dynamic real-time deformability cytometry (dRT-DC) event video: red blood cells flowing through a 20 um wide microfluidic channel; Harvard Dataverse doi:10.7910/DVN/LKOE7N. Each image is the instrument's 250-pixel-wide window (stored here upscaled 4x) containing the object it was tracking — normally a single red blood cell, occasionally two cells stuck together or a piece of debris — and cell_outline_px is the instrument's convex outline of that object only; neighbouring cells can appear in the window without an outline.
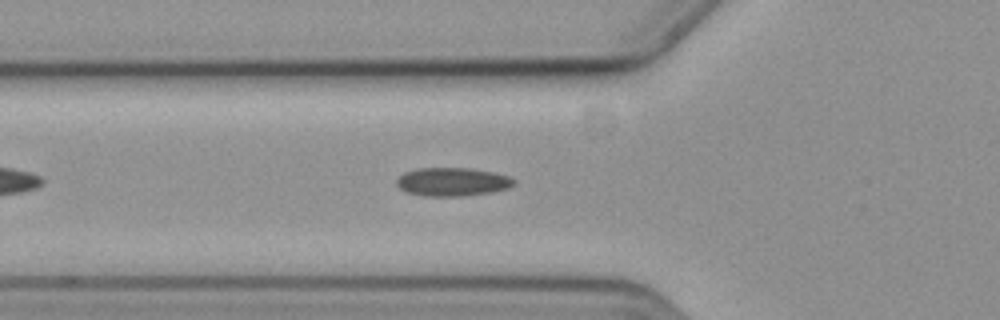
{"species": "common noctule bat (a hibernating species)", "species_latin": "Nyctalus noctula", "temperature_condition": "cold", "stored_images_in_passage": 46, "camera_frame_rate_fps": 3000, "um_per_image_px": 0.085, "animal": {"sex": "female", "body_mass_g": 19.3, "forearm_length_mm": 54.1}, "frame": {"image": 1, "passage_image": 9, "time_ms": 2.667, "image_size_px": [1000, 320], "cell_outline_px": [[516, 184], [508, 188], [492, 192], [464, 196], [424, 196], [408, 192], [400, 188], [396, 184], [396, 180], [404, 172], [420, 168], [472, 168], [492, 172], [508, 176], [516, 180]], "centroid_in_image_um": [38.48, 15.46], "position_along_channel_um": 87.3, "area_um2": 19.48}}
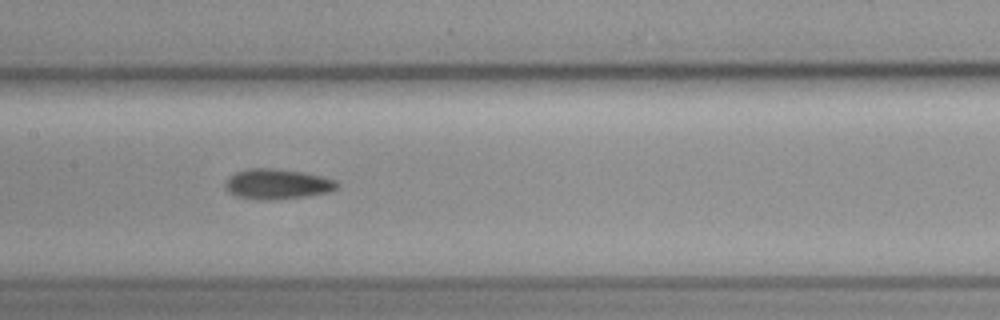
{"frame": {"image": 2, "passage_image": 17, "time_ms": 5.333, "image_size_px": [1000, 320], "cell_outline_px": [[340, 184], [332, 192], [308, 196], [272, 200], [256, 200], [236, 196], [228, 192], [224, 188], [224, 184], [236, 172], [248, 168], [272, 168], [304, 172], [336, 180]], "centroid_in_image_um": [23.58, 15.66], "position_along_channel_um": 183.8, "area_um2": 19.88}}
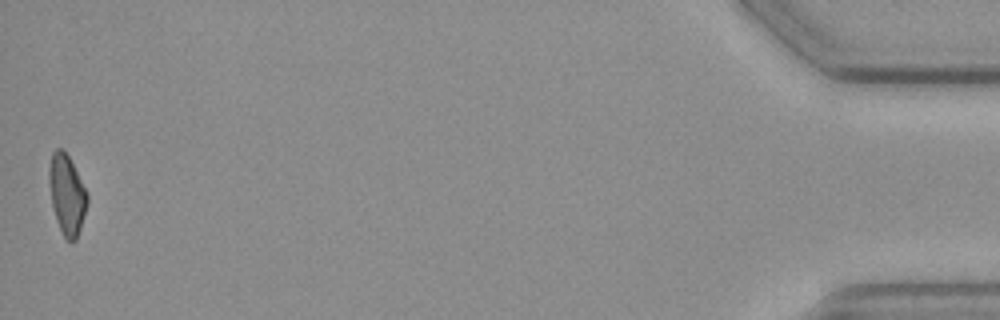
{"frame": {"image": 3, "passage_image": 46, "time_ms": 15.0, "image_size_px": [1000, 320], "cell_outline_px": [[88, 204], [76, 240], [72, 244], [64, 236], [56, 220], [52, 204], [48, 180], [48, 168], [52, 152], [56, 148], [64, 148], [88, 192]], "centroid_in_image_um": [5.69, 16.5], "position_along_channel_um": 429.5, "area_um2": 17.98}, "authors_computed_cell_mechanics": {"area_um2": 18.9006, "velocity_mm_per_s": 3.5905, "shape_relaxation_time_tau1_ms": null, "shape_relaxation_time_tau2_ms": 9.4005, "deformation_change_tau1": null, "deformation_change_tau2": 0.1373}}